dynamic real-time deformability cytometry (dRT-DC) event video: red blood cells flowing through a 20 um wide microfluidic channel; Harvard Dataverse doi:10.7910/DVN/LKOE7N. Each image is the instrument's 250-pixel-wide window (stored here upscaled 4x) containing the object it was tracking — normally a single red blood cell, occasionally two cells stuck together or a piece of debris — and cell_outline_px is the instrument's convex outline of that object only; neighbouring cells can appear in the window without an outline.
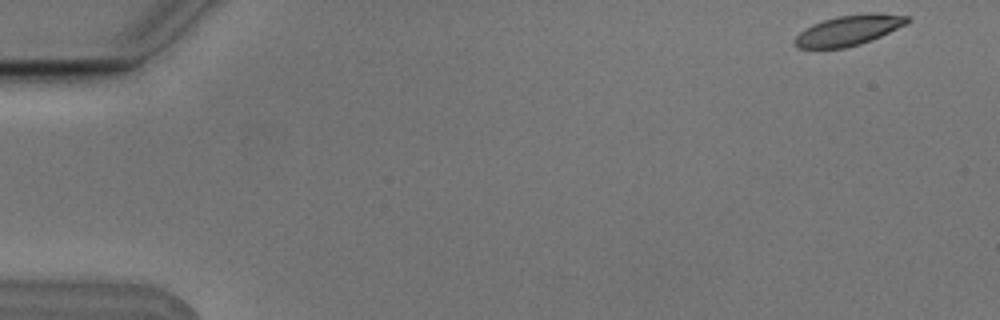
{"species": "Egyptian fruit bat (a non-hibernating species)", "species_latin": "Rousettus aegyptiacus", "temperature_condition": "cold", "stored_images_in_passage": 5, "segment_of_instrument_passage": [1, 2], "camera_frame_rate_fps": 3000, "um_per_image_px": 0.085, "animal": {"sex": "male"}, "frame": {"image": 1, "passage_image": 1, "time_ms": 0.0, "image_size_px": [1000, 320], "cell_outline_px": [[912, 20], [908, 24], [872, 40], [860, 44], [844, 48], [796, 48], [792, 44], [792, 40], [804, 28], [812, 24], [836, 16], [872, 12], [876, 12], [908, 16]], "centroid_in_image_um": [72.14, 2.57], "position_along_channel_um": 12.9, "area_um2": 20.23}}
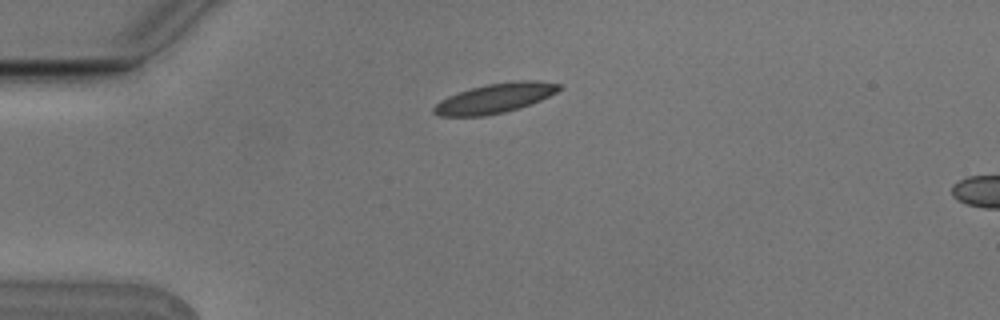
{"frame": {"image": 2, "passage_image": 4, "time_ms": 1.0, "image_size_px": [1000, 320], "cell_outline_px": [[564, 88], [540, 100], [520, 108], [504, 112], [484, 116], [440, 116], [432, 112], [432, 108], [440, 100], [448, 96], [472, 88], [488, 84], [516, 80], [536, 80], [560, 84]], "centroid_in_image_um": [42.08, 8.35], "position_along_channel_um": 42.9, "area_um2": 21.56}}